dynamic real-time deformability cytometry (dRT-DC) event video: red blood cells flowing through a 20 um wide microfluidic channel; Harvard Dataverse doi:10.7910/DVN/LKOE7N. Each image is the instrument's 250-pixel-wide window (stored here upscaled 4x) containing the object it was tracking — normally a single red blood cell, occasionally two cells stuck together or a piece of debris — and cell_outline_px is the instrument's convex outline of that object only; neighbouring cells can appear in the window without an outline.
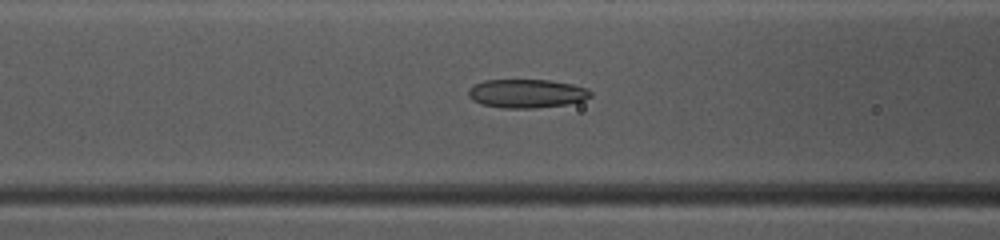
{"species": "common noctule bat (a hibernating species)", "species_latin": "Nyctalus noctula", "temperature_condition": "warm", "stored_images_in_passage": 49, "camera_frame_rate_fps": 3000, "um_per_image_px": 0.085, "animal": {"sex": "female", "body_mass_g": 10.0, "forearm_length_mm": 53.1}, "frame": {"image": 1, "passage_image": 20, "time_ms": 6.333, "image_size_px": [1000, 240], "cell_outline_px": [[592, 96], [584, 100], [568, 104], [536, 108], [504, 108], [480, 104], [472, 100], [468, 96], [468, 92], [476, 84], [484, 80], [548, 80], [572, 84], [588, 88], [592, 92]], "centroid_in_image_um": [44.8, 7.95], "position_along_channel_um": 121.8, "area_um2": 20.46}}
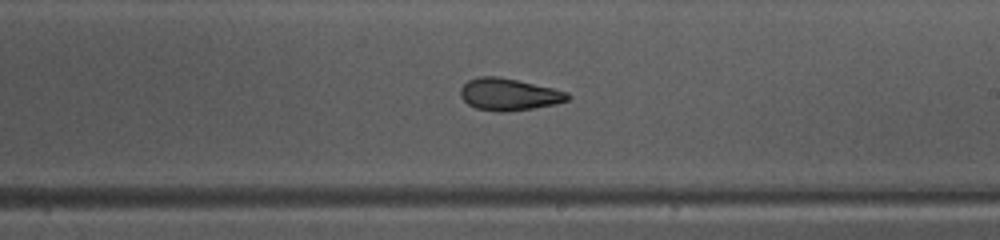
{"frame": {"image": 2, "passage_image": 29, "time_ms": 9.333, "image_size_px": [1000, 240], "cell_outline_px": [[572, 96], [568, 100], [556, 104], [508, 112], [500, 112], [476, 108], [468, 104], [460, 96], [460, 88], [468, 80], [480, 76], [500, 76], [552, 88], [568, 92]], "centroid_in_image_um": [43.26, 8.02], "position_along_channel_um": 245.7, "area_um2": 20.06}}
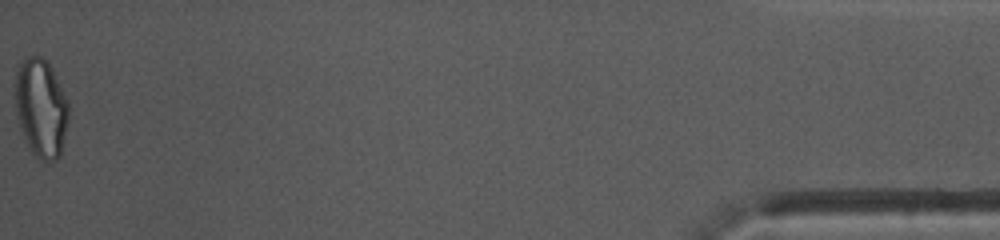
{"frame": {"image": 3, "passage_image": 49, "time_ms": 16.0, "image_size_px": [1000, 240], "cell_outline_px": [[68, 120], [60, 156], [56, 160], [40, 160], [32, 152], [24, 140], [20, 128], [16, 112], [16, 68], [20, 60], [28, 56], [40, 56], [52, 68], [68, 100]], "centroid_in_image_um": [3.48, 9.17], "position_along_channel_um": 431.7, "area_um2": 30.69}, "authors_computed_cell_mechanics": {"area_um2": 21.386, "velocity_mm_per_s": 4.1188, "shape_relaxation_time_tau1_ms": 8.9255, "shape_relaxation_time_tau2_ms": 2.7428, "deformation_change_tau1": 0.2647, "deformation_change_tau2": 0.076}}